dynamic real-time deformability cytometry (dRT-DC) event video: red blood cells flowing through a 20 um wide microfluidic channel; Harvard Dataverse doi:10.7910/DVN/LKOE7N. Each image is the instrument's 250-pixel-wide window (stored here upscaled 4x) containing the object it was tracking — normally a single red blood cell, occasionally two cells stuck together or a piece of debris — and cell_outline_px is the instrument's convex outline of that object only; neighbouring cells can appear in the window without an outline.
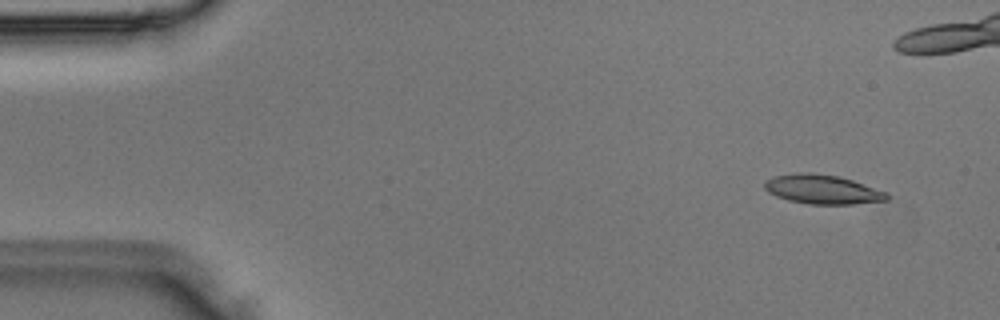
{"species": "Egyptian fruit bat (a non-hibernating species)", "species_latin": "Rousettus aegyptiacus", "temperature_condition": "room temperature", "stored_images_in_passage": 5, "camera_frame_rate_fps": 3000, "um_per_image_px": 0.085, "animal": {"sex": "male"}, "frame": {"image": 1, "passage_image": 1, "time_ms": 0.0, "image_size_px": [1000, 320], "cell_outline_px": [[888, 200], [852, 204], [808, 204], [788, 200], [776, 196], [768, 192], [764, 188], [764, 184], [772, 176], [800, 172], [808, 172], [836, 176], [852, 180], [888, 192]], "centroid_in_image_um": [69.9, 16.1], "position_along_channel_um": 15.1, "area_um2": 20.75}}